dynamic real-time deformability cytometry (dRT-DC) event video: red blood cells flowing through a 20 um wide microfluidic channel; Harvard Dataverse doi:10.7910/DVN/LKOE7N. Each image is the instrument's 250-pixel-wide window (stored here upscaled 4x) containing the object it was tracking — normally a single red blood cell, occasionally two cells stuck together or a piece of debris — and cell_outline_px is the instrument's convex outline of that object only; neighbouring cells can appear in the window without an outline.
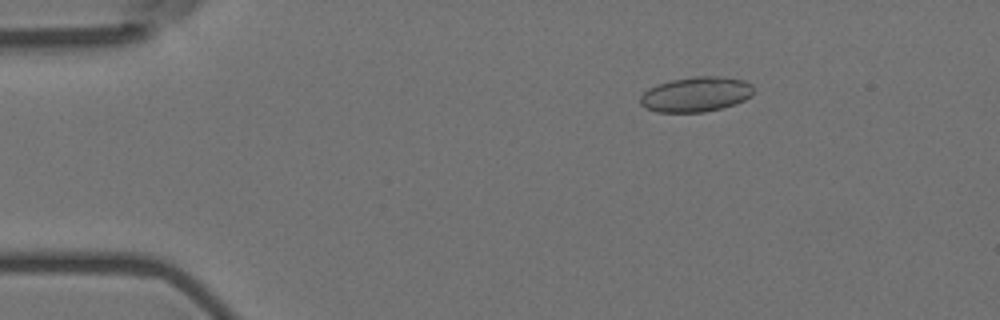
{"species": "Egyptian fruit bat (a non-hibernating species)", "species_latin": "Rousettus aegyptiacus", "temperature_condition": "room temperature", "stored_images_in_passage": 55, "camera_frame_rate_fps": 3000, "um_per_image_px": 0.085, "animal": {"sex": "female"}, "frame": {"image": 1, "passage_image": 9, "time_ms": 2.667, "image_size_px": [1000, 320], "cell_outline_px": [[752, 96], [736, 104], [704, 112], [656, 112], [644, 108], [640, 104], [640, 96], [648, 88], [656, 84], [672, 80], [692, 76], [724, 76], [744, 80], [752, 84]], "centroid_in_image_um": [59.14, 8.01], "position_along_channel_um": 25.9, "area_um2": 23.35}}
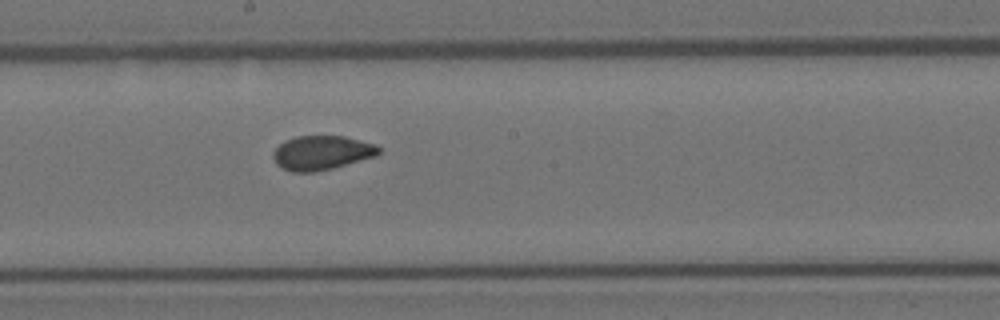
{"frame": {"image": 2, "passage_image": 30, "time_ms": 9.667, "image_size_px": [1000, 320], "cell_outline_px": [[380, 152], [376, 156], [332, 168], [312, 172], [292, 172], [276, 164], [272, 156], [272, 152], [284, 140], [296, 136], [344, 136], [376, 144], [380, 148]], "centroid_in_image_um": [27.33, 12.97], "position_along_channel_um": 220.9, "area_um2": 21.04}}
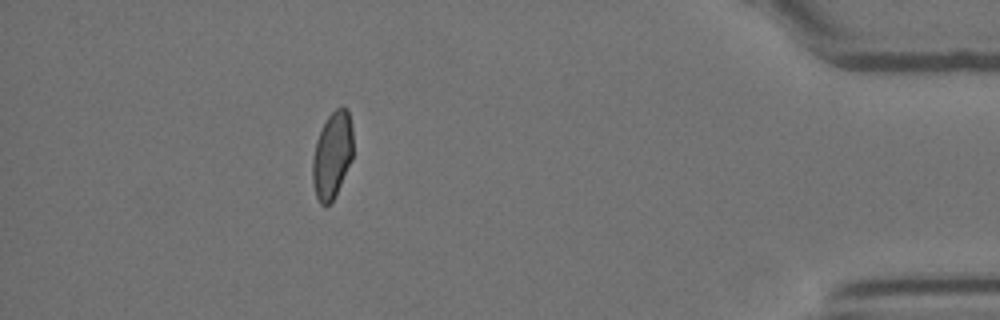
{"frame": {"image": 3, "passage_image": 49, "time_ms": 16.0, "image_size_px": [1000, 320], "cell_outline_px": [[352, 160], [332, 200], [328, 204], [320, 204], [316, 196], [312, 180], [312, 160], [316, 140], [328, 116], [336, 108], [348, 108], [352, 128]], "centroid_in_image_um": [28.23, 13.16], "position_along_channel_um": 407.0, "area_um2": 20.17}, "authors_computed_cell_mechanics": {"area_um2": 21.386, "velocity_mm_per_s": 3.7369, "shape_relaxation_time_tau1_ms": null, "shape_relaxation_time_tau2_ms": 0.9591, "deformation_change_tau1": null, "deformation_change_tau2": 0.0464}}